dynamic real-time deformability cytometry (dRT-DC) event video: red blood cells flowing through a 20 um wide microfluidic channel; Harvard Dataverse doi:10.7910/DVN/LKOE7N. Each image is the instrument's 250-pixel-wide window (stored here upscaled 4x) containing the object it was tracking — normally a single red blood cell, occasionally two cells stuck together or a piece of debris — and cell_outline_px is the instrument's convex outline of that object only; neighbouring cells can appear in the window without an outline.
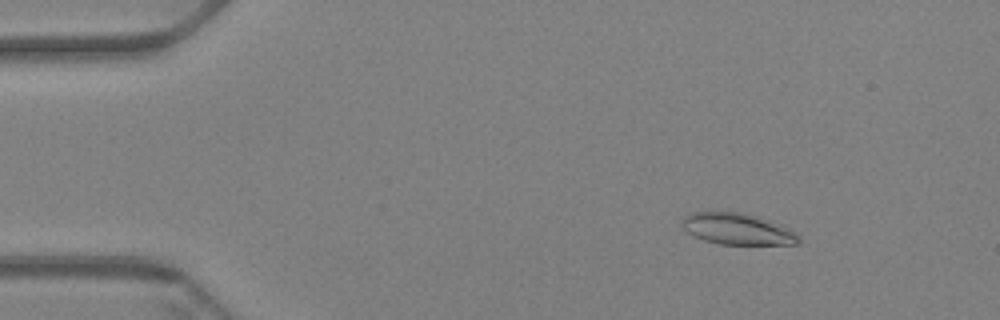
{"species": "Egyptian fruit bat (a non-hibernating species)", "species_latin": "Rousettus aegyptiacus", "temperature_condition": "warm", "stored_images_in_passage": 62, "camera_frame_rate_fps": 3000, "um_per_image_px": 0.085, "animal": {"sex": "female"}, "frame": {"image": 1, "passage_image": 9, "time_ms": 2.667, "image_size_px": [1000, 320], "cell_outline_px": [[800, 244], [720, 244], [704, 240], [688, 232], [680, 224], [684, 216], [692, 212], [744, 212], [760, 216], [780, 224], [788, 228], [800, 236]], "centroid_in_image_um": [62.7, 19.45], "position_along_channel_um": 22.3, "area_um2": 21.39}}
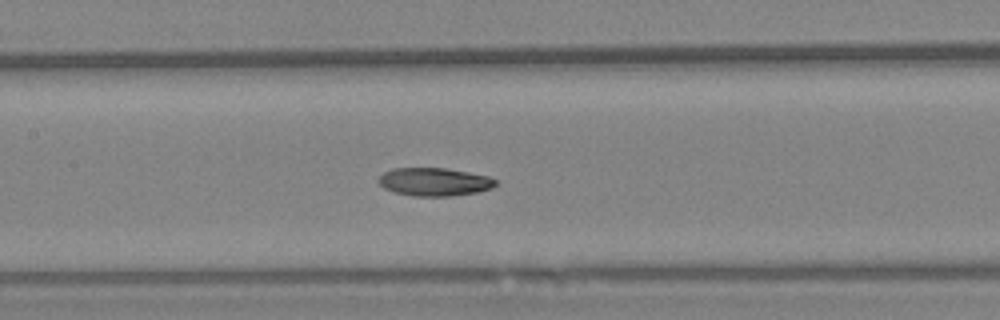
{"frame": {"image": 2, "passage_image": 30, "time_ms": 9.667, "image_size_px": [1000, 320], "cell_outline_px": [[496, 184], [492, 188], [476, 192], [452, 196], [412, 196], [396, 192], [384, 188], [376, 180], [384, 172], [392, 168], [444, 168], [468, 172], [488, 176], [496, 180]], "centroid_in_image_um": [36.9, 15.45], "position_along_channel_um": 170.5, "area_um2": 19.13}}
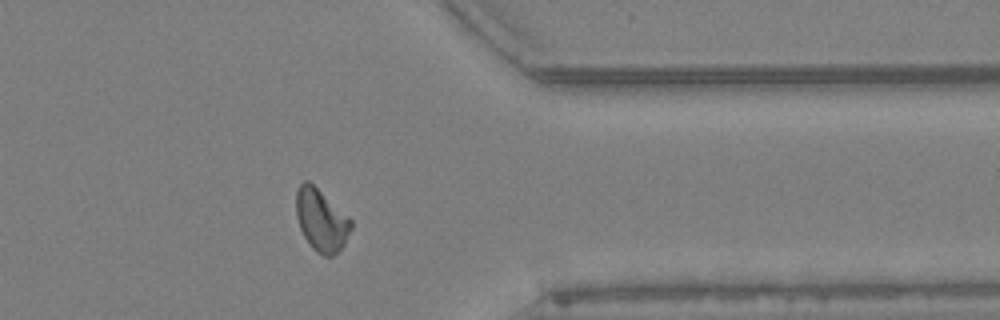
{"frame": {"image": 3, "passage_image": 50, "time_ms": 16.333, "image_size_px": [1000, 320], "cell_outline_px": [[352, 228], [344, 244], [332, 256], [324, 256], [316, 252], [308, 244], [300, 228], [296, 216], [296, 192], [300, 184], [304, 180], [308, 180], [348, 216], [352, 220]], "centroid_in_image_um": [27.29, 18.72], "position_along_channel_um": 384.1, "area_um2": 19.77}, "authors_computed_cell_mechanics": {"area_um2": 19.6231, "velocity_mm_per_s": 3.3664, "shape_relaxation_time_tau1_ms": 10.0804, "shape_relaxation_time_tau2_ms": 5.197, "deformation_change_tau1": 0.2308, "deformation_change_tau2": 0.0983}}